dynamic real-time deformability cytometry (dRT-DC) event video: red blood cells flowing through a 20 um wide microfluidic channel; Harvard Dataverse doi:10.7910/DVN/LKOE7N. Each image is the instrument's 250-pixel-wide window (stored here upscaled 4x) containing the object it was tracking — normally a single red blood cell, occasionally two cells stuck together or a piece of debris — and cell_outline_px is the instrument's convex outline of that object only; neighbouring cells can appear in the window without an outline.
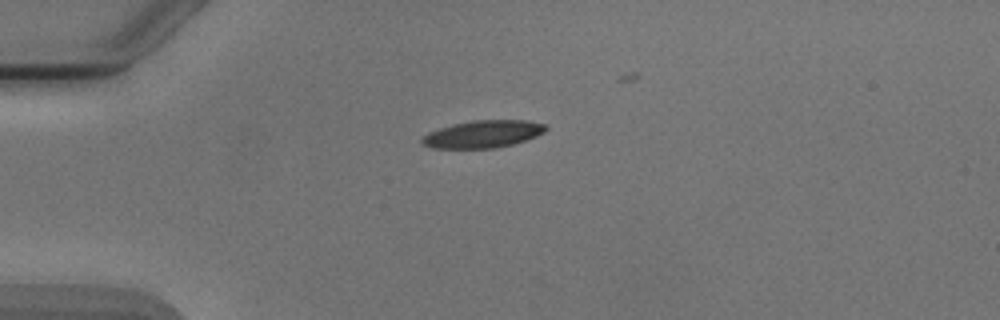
{"species": "Egyptian fruit bat (a non-hibernating species)", "species_latin": "Rousettus aegyptiacus", "temperature_condition": "cold", "stored_images_in_passage": 4, "camera_frame_rate_fps": 3000, "um_per_image_px": 0.085, "animal": {"sex": "male"}, "frame": {"image": 1, "passage_image": 1, "time_ms": 0.0, "image_size_px": [1000, 320], "cell_outline_px": [[548, 128], [544, 132], [536, 136], [512, 144], [496, 148], [432, 148], [420, 144], [420, 140], [428, 132], [452, 124], [472, 120], [524, 120], [548, 124]], "centroid_in_image_um": [41.04, 11.39], "position_along_channel_um": 44.0, "area_um2": 19.83}}
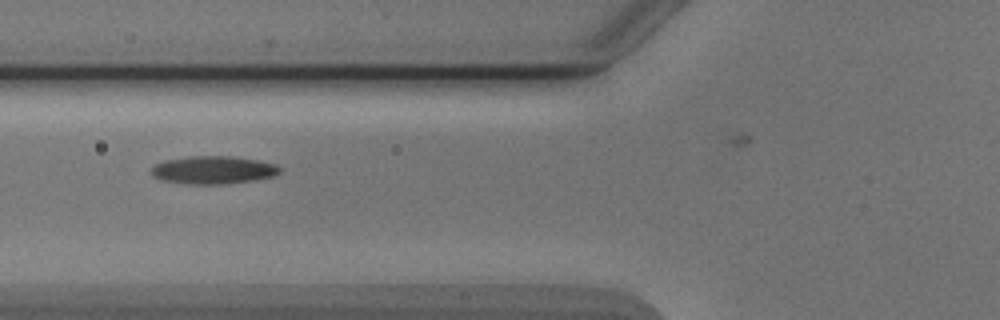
{"frame": {"image": 2, "passage_image": 3, "time_ms": 2.333, "image_size_px": [1000, 320], "cell_outline_px": [[280, 172], [276, 176], [252, 180], [220, 184], [188, 184], [160, 180], [152, 176], [152, 168], [156, 164], [168, 160], [188, 156], [232, 156], [260, 160], [276, 164], [280, 168]], "centroid_in_image_um": [18.15, 14.44], "position_along_channel_um": 107.6, "area_um2": 20.87}}